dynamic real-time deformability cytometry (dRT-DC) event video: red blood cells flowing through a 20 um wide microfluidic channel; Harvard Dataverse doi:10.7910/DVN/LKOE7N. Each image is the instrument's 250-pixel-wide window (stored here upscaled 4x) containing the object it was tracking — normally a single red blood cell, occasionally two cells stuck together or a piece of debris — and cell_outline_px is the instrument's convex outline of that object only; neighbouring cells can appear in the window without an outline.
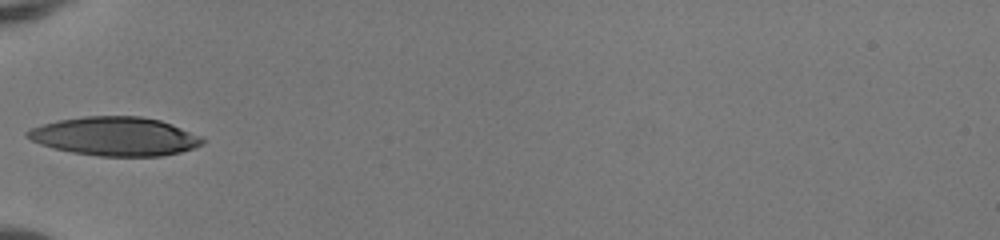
{"species": "human", "species_latin": "Homo sapiens", "temperature_condition": "room temperature", "stored_images_in_passage": 32, "camera_frame_rate_fps": 3000, "um_per_image_px": 0.085, "donor": {"sex": "female"}, "frame": {"image": 1, "passage_image": 1, "time_ms": 0.0, "image_size_px": [1000, 240], "cell_outline_px": [[204, 144], [196, 148], [180, 152], [160, 156], [100, 156], [72, 152], [40, 144], [24, 136], [24, 132], [32, 128], [56, 120], [84, 116], [140, 116], [160, 120], [172, 124], [200, 136], [204, 140]], "centroid_in_image_um": [9.79, 11.58], "position_along_channel_um": 75.2, "area_um2": 39.48}}
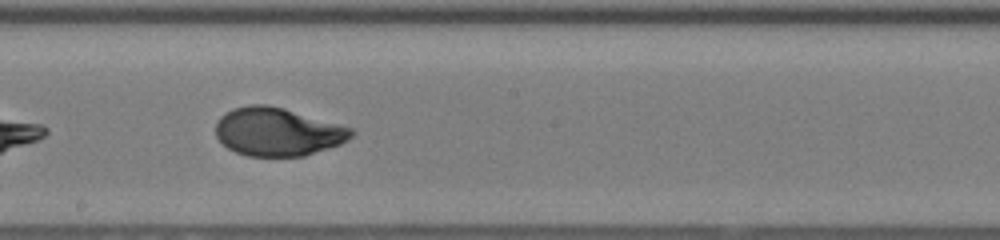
{"frame": {"image": 2, "passage_image": 12, "time_ms": 3.667, "image_size_px": [1000, 240], "cell_outline_px": [[356, 132], [348, 140], [340, 144], [304, 156], [248, 156], [236, 152], [228, 148], [216, 136], [216, 120], [224, 112], [232, 108], [252, 104], [268, 104], [284, 108], [340, 124], [352, 128]], "centroid_in_image_um": [23.59, 11.19], "position_along_channel_um": 224.6, "area_um2": 38.26}}
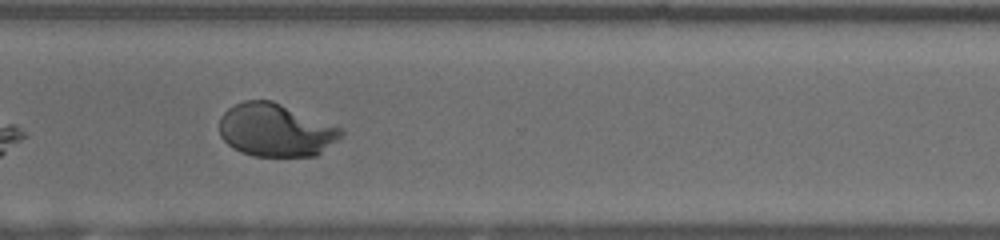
{"frame": {"image": 3, "passage_image": 21, "time_ms": 6.667, "image_size_px": [1000, 240], "cell_outline_px": [[344, 136], [316, 156], [252, 156], [240, 152], [232, 148], [220, 136], [220, 116], [228, 108], [244, 100], [272, 100], [344, 128]], "centroid_in_image_um": [23.46, 11.06], "position_along_channel_um": 347.1, "area_um2": 37.97}, "authors_computed_cell_mechanics": {"area_um2": 38.2347, "velocity_mm_per_s": 4.0927, "shape_relaxation_time_tau1_ms": 3.8905, "shape_relaxation_time_tau2_ms": null, "deformation_change_tau1": 0.2231, "deformation_change_tau2": null}}